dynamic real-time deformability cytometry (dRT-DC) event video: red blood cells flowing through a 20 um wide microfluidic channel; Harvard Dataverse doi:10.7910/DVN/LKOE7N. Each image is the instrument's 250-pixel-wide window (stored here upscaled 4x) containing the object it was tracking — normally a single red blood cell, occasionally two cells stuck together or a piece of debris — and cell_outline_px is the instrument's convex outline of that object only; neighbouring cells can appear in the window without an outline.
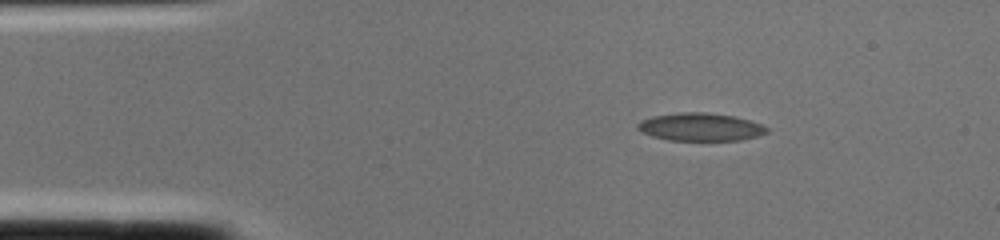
{"species": "common noctule bat (a hibernating species)", "species_latin": "Nyctalus noctula", "temperature_condition": "cold", "stored_images_in_passage": 1, "camera_frame_rate_fps": 3000, "um_per_image_px": 0.085, "animal": {"sex": "female", "body_mass_g": 22.0, "forearm_length_mm": 56.7}, "frame": {"image": 1, "passage_image": 1, "time_ms": 0.0, "image_size_px": [1000, 240], "cell_outline_px": [[768, 132], [756, 136], [740, 140], [668, 140], [652, 136], [636, 128], [636, 124], [640, 120], [652, 116], [680, 112], [704, 112], [736, 116], [760, 124], [768, 128]], "centroid_in_image_um": [59.5, 10.78], "position_along_channel_um": 25.5, "area_um2": 20.92}}